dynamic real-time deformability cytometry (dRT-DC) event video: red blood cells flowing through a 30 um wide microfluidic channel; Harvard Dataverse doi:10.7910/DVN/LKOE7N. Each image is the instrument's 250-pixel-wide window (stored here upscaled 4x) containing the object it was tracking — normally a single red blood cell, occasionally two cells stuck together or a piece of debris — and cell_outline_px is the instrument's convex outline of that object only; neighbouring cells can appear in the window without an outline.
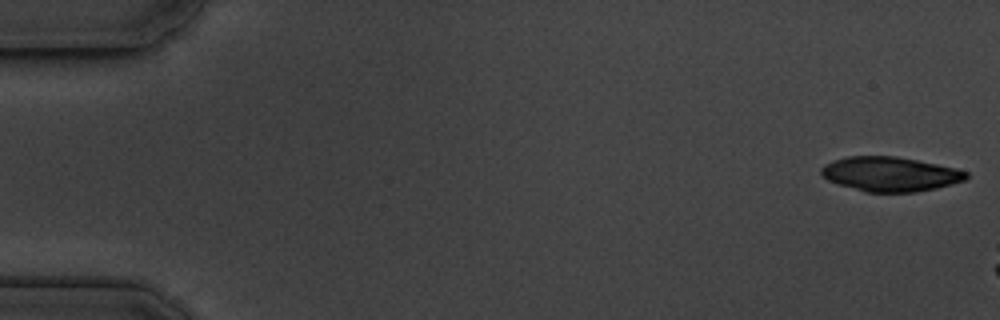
{"species": "common noctule bat (a hibernating species)", "species_latin": "Nyctalus noctula", "temperature_condition": "cold", "stored_images_in_passage": 8, "camera_frame_rate_fps": 3000, "um_per_image_px": 0.085, "animal": {"sex": "male", "body_mass_g": 19.5, "forearm_length_mm": 54.6}, "frame": {"image": 1, "passage_image": 1, "time_ms": 0.0, "image_size_px": [1000, 320], "cell_outline_px": [[968, 176], [964, 180], [952, 184], [936, 188], [916, 192], [864, 192], [828, 180], [820, 176], [820, 168], [824, 164], [832, 160], [848, 156], [896, 156], [956, 168], [968, 172]], "centroid_in_image_um": [75.63, 14.79], "position_along_channel_um": 9.4, "area_um2": 29.19}}